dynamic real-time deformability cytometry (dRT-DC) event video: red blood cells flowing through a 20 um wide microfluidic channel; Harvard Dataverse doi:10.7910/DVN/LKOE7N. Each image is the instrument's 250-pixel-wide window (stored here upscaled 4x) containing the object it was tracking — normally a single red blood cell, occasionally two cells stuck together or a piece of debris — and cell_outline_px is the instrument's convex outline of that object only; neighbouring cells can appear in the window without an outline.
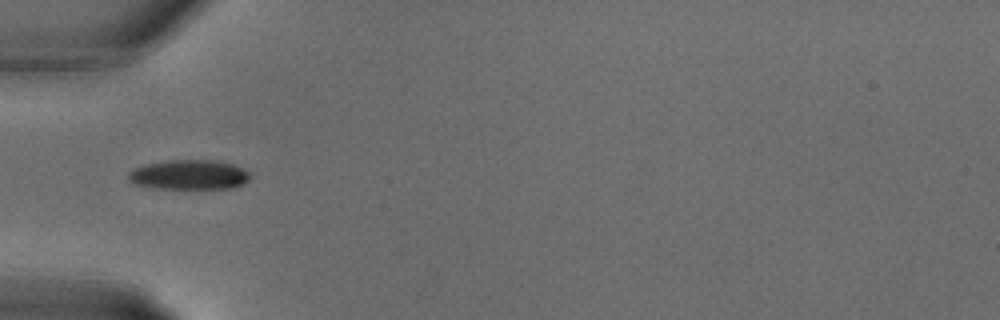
{"species": "common noctule bat (a hibernating species)", "species_latin": "Nyctalus noctula", "temperature_condition": "warm", "stored_images_in_passage": 5, "camera_frame_rate_fps": 3000, "um_per_image_px": 0.085, "animal": {"sex": "male", "body_mass_g": 18.8}, "frame": {"image": 1, "passage_image": 1, "time_ms": 0.0, "image_size_px": [1000, 320], "cell_outline_px": [[252, 176], [244, 184], [236, 188], [152, 188], [132, 184], [128, 180], [128, 172], [144, 164], [168, 160], [216, 160], [232, 164], [248, 172]], "centroid_in_image_um": [16.06, 14.86], "position_along_channel_um": 68.9, "area_um2": 21.21}}
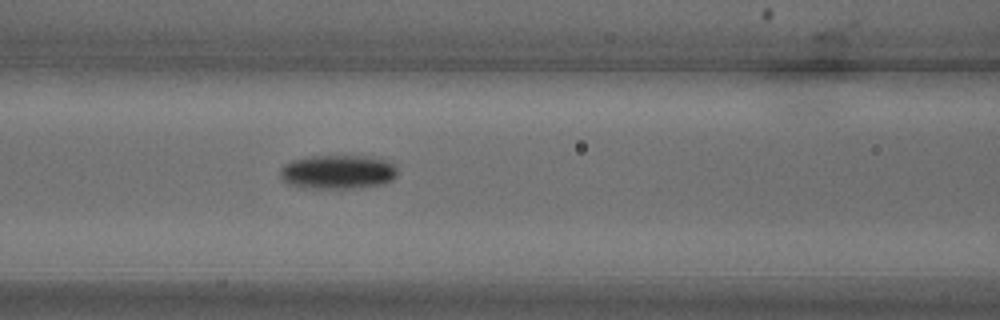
{"frame": {"image": 2, "passage_image": 4, "time_ms": 1.0, "image_size_px": [1000, 320], "cell_outline_px": [[396, 176], [392, 180], [384, 184], [364, 188], [300, 188], [288, 184], [280, 176], [280, 168], [284, 164], [292, 160], [308, 156], [364, 156], [384, 160], [392, 164], [396, 168]], "centroid_in_image_um": [28.68, 14.63], "position_along_channel_um": 137.9, "area_um2": 23.47}}